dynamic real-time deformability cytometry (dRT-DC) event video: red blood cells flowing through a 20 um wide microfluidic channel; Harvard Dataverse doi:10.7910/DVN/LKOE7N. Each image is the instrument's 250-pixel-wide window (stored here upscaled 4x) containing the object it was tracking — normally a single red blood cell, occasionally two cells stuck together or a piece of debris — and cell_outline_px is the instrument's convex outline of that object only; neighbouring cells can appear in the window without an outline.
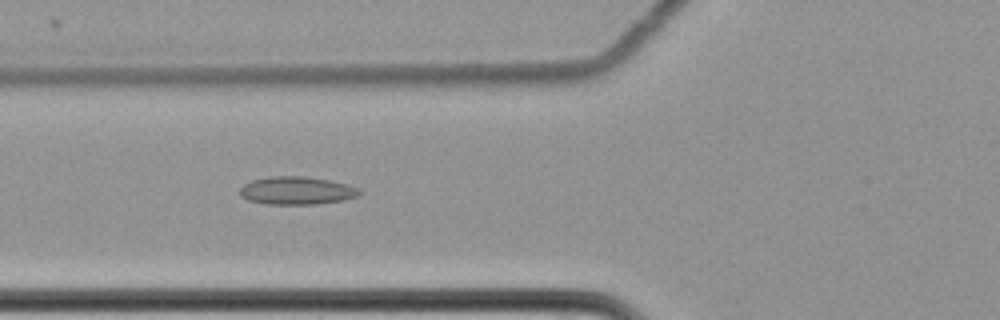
{"species": "common noctule bat (a hibernating species)", "species_latin": "Nyctalus noctula", "temperature_condition": "cold", "stored_images_in_passage": 59, "camera_frame_rate_fps": 3000, "um_per_image_px": 0.085, "animal": {"sex": "female", "body_mass_g": 22.7, "forearm_length_mm": 54.2}, "frame": {"image": 1, "passage_image": 26, "time_ms": 8.333, "image_size_px": [1000, 320], "cell_outline_px": [[360, 192], [356, 196], [344, 200], [316, 204], [268, 204], [248, 200], [240, 196], [240, 188], [244, 184], [252, 180], [272, 176], [304, 176], [328, 180], [348, 184], [360, 188]], "centroid_in_image_um": [25.21, 16.2], "position_along_channel_um": 100.6, "area_um2": 19.42}}
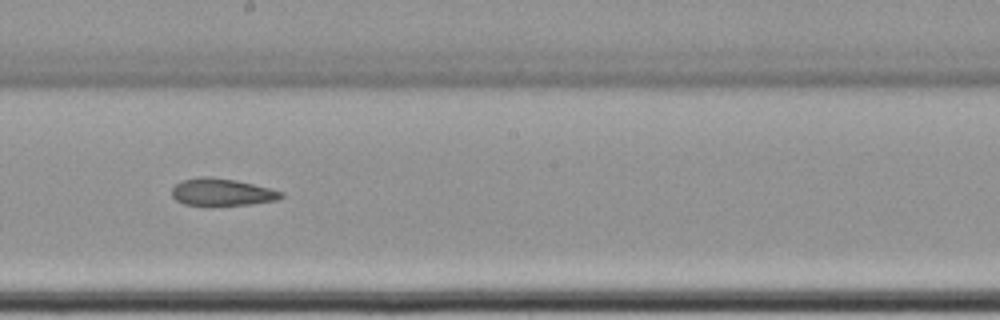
{"frame": {"image": 2, "passage_image": 37, "time_ms": 12.0, "image_size_px": [1000, 320], "cell_outline_px": [[284, 196], [276, 200], [252, 204], [208, 208], [184, 204], [176, 200], [172, 196], [172, 188], [180, 180], [200, 176], [208, 176], [236, 180], [284, 192]], "centroid_in_image_um": [18.81, 16.37], "position_along_channel_um": 229.4, "area_um2": 18.03}}
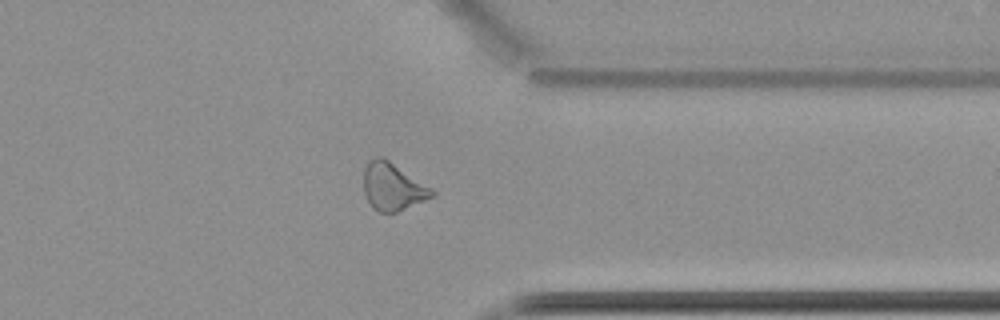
{"frame": {"image": 3, "passage_image": 50, "time_ms": 16.333, "image_size_px": [1000, 320], "cell_outline_px": [[436, 196], [396, 212], [380, 212], [372, 208], [364, 192], [364, 168], [368, 160], [376, 156], [380, 156], [388, 160], [432, 188], [436, 192]], "centroid_in_image_um": [33.38, 15.87], "position_along_channel_um": 378.0, "area_um2": 18.84}}